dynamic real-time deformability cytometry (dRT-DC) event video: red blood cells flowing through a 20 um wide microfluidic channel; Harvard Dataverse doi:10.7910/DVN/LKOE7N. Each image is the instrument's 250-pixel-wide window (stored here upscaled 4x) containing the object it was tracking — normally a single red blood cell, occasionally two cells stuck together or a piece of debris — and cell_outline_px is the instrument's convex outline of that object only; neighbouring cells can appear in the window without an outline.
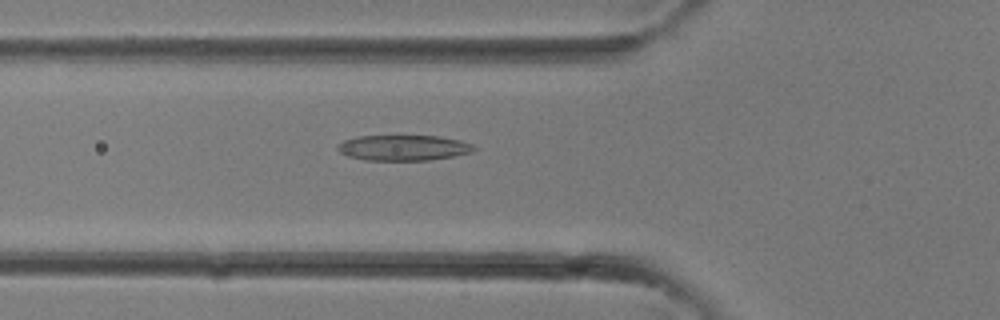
{"species": "common noctule bat (a hibernating species)", "species_latin": "Nyctalus noctula", "temperature_condition": "room temperature", "stored_images_in_passage": 32, "camera_frame_rate_fps": 3000, "um_per_image_px": 0.085, "animal": {"sex": "female"}, "frame": {"image": 1, "passage_image": 11, "time_ms": 3.333, "image_size_px": [1000, 320], "cell_outline_px": [[476, 148], [472, 152], [452, 156], [428, 160], [364, 160], [348, 156], [340, 152], [336, 148], [336, 144], [344, 140], [356, 136], [440, 136], [460, 140], [472, 144]], "centroid_in_image_um": [34.26, 12.55], "position_along_channel_um": 91.5, "area_um2": 20.29}}
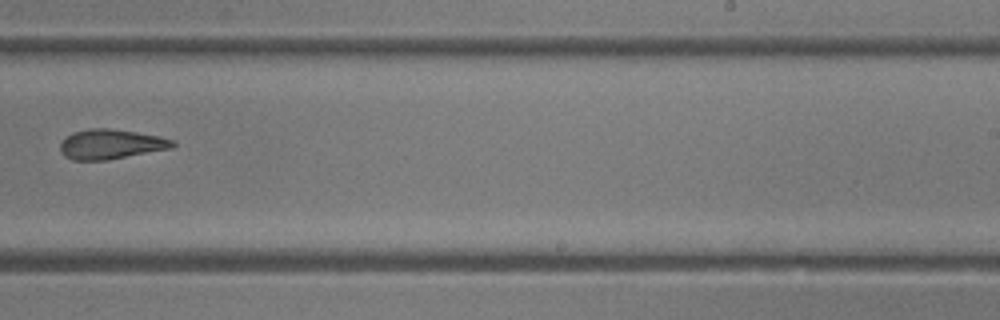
{"frame": {"image": 2, "passage_image": 20, "time_ms": 6.333, "image_size_px": [1000, 320], "cell_outline_px": [[176, 144], [172, 148], [108, 160], [72, 160], [64, 156], [60, 152], [60, 144], [72, 132], [88, 128], [108, 128], [136, 132], [160, 136], [172, 140]], "centroid_in_image_um": [9.41, 12.26], "position_along_channel_um": 279.6, "area_um2": 19.54}}
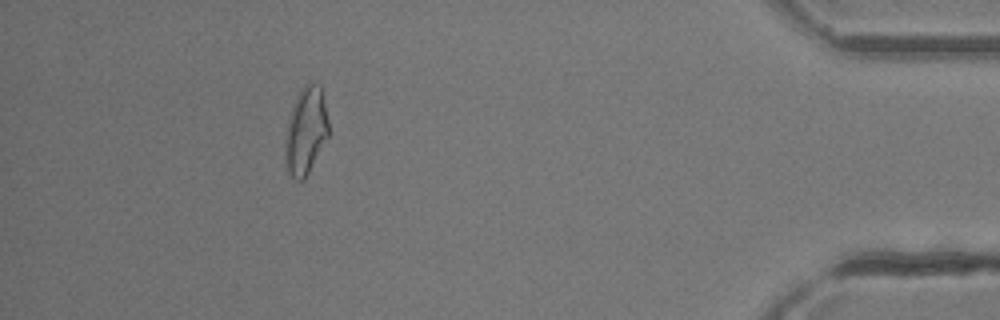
{"frame": {"image": 3, "passage_image": 29, "time_ms": 9.333, "image_size_px": [1000, 320], "cell_outline_px": [[328, 136], [304, 180], [296, 180], [288, 172], [284, 144], [288, 120], [296, 96], [300, 88], [304, 84], [320, 84], [328, 120]], "centroid_in_image_um": [25.98, 11.11], "position_along_channel_um": 409.2, "area_um2": 21.73}}